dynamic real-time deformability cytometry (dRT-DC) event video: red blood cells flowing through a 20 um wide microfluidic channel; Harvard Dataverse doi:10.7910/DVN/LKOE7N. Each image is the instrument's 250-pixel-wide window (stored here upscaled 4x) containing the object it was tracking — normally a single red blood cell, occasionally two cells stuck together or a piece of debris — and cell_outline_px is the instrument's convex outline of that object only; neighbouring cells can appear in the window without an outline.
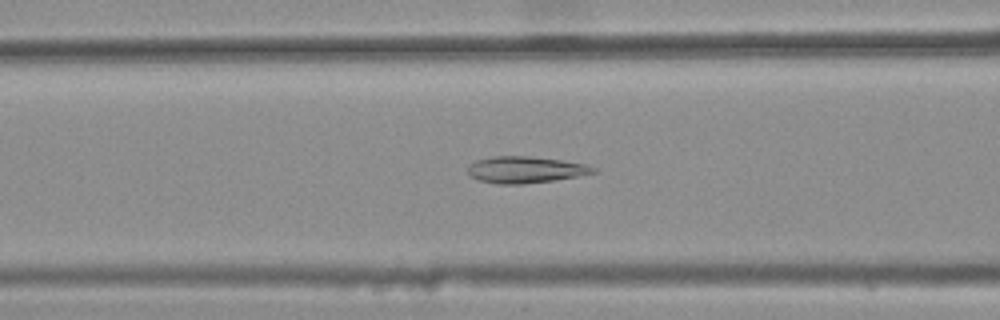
{"species": "common noctule bat (a hibernating species)", "species_latin": "Nyctalus noctula", "temperature_condition": "warm", "stored_images_in_passage": 40, "camera_frame_rate_fps": 3000, "um_per_image_px": 0.085, "animal": {"sex": "female", "body_mass_g": 25.1}, "frame": {"image": 1, "passage_image": 16, "time_ms": 5.0, "image_size_px": [1000, 320], "cell_outline_px": [[596, 172], [576, 176], [552, 180], [524, 184], [496, 184], [476, 180], [468, 176], [468, 164], [476, 160], [492, 156], [532, 156], [588, 164], [596, 168]], "centroid_in_image_um": [44.59, 14.42], "position_along_channel_um": 122.0, "area_um2": 19.59}}
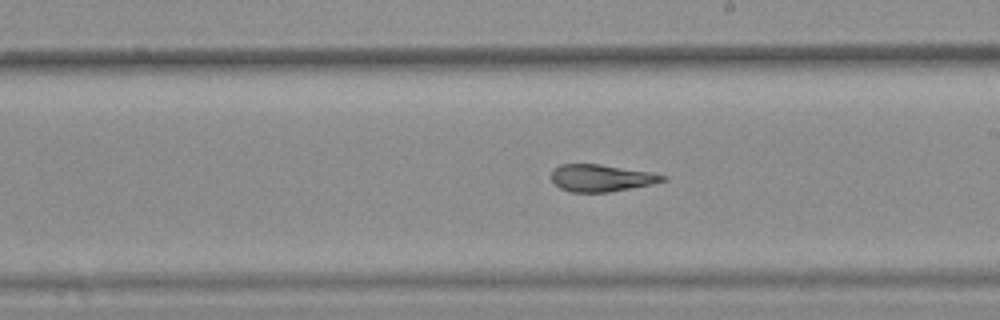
{"frame": {"image": 2, "passage_image": 25, "time_ms": 8.0, "image_size_px": [1000, 320], "cell_outline_px": [[668, 180], [652, 184], [608, 192], [568, 192], [560, 188], [552, 180], [552, 172], [560, 164], [600, 164], [652, 172], [668, 176]], "centroid_in_image_um": [51.15, 15.13], "position_along_channel_um": 237.9, "area_um2": 17.57}}
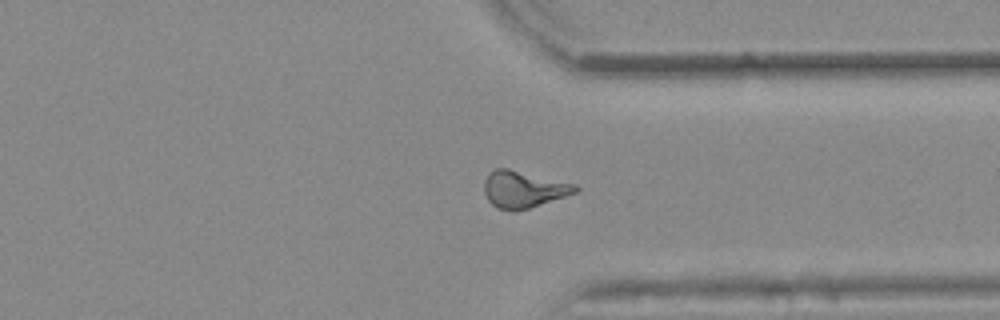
{"frame": {"image": 3, "passage_image": 35, "time_ms": 11.333, "image_size_px": [1000, 320], "cell_outline_px": [[580, 188], [576, 192], [516, 212], [512, 212], [496, 208], [488, 200], [484, 192], [484, 180], [488, 172], [496, 168], [508, 168], [576, 184]], "centroid_in_image_um": [44.45, 16.09], "position_along_channel_um": 367.0, "area_um2": 19.59}, "authors_computed_cell_mechanics": {"area_um2": 18.6405, "velocity_mm_per_s": 3.8761, "shape_relaxation_time_tau1_ms": null, "shape_relaxation_time_tau2_ms": 2.8144, "deformation_change_tau1": null, "deformation_change_tau2": 0.1094}}